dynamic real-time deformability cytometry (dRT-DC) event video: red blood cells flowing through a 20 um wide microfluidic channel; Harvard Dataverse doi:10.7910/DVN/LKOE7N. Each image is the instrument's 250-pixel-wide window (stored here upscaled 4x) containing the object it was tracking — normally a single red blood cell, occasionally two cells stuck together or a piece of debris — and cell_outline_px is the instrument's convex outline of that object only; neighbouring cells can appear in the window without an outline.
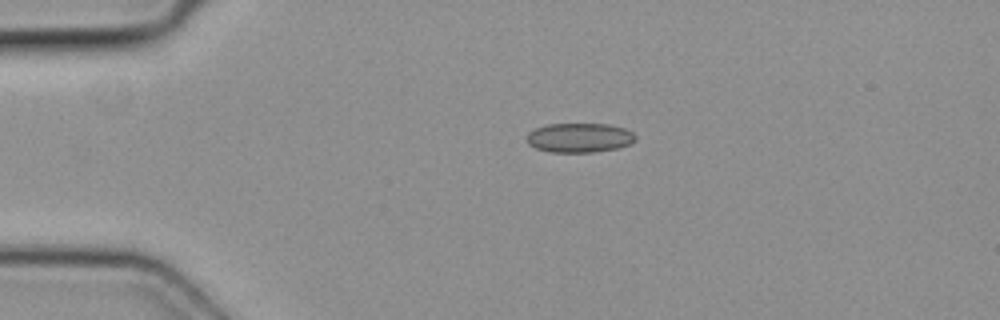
{"species": "common noctule bat (a hibernating species)", "species_latin": "Nyctalus noctula", "temperature_condition": "cold", "stored_images_in_passage": 2, "camera_frame_rate_fps": 3000, "um_per_image_px": 0.085, "animal": {"sex": "female", "body_mass_g": 19.3, "forearm_length_mm": 54.1}, "frame": {"image": 1, "passage_image": 1, "time_ms": 0.0, "image_size_px": [1000, 320], "cell_outline_px": [[636, 140], [628, 144], [616, 148], [592, 152], [548, 152], [536, 148], [528, 144], [524, 140], [528, 132], [536, 128], [548, 124], [608, 124], [624, 128], [632, 132], [636, 136]], "centroid_in_image_um": [49.2, 11.7], "position_along_channel_um": 35.8, "area_um2": 18.67}}